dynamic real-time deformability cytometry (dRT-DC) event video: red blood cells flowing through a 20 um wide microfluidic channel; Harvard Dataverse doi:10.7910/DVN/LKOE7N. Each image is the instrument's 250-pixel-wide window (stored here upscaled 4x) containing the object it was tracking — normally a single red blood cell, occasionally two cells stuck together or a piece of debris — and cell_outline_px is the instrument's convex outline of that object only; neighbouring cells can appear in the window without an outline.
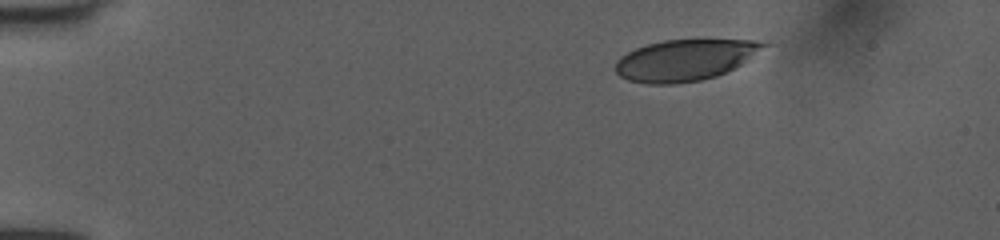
{"species": "human", "species_latin": "Homo sapiens", "temperature_condition": "room temperature", "stored_images_in_passage": 44, "camera_frame_rate_fps": 3000, "um_per_image_px": 0.085, "donor": {"sex": "female"}, "frame": {"image": 1, "passage_image": 1, "time_ms": 0.0, "image_size_px": [1000, 240], "cell_outline_px": [[772, 44], [740, 64], [716, 76], [700, 80], [672, 84], [648, 84], [628, 80], [620, 76], [616, 72], [616, 60], [620, 56], [636, 48], [648, 44], [664, 40], [756, 40]], "centroid_in_image_um": [58.21, 5.1], "position_along_channel_um": 26.8, "area_um2": 35.32}}
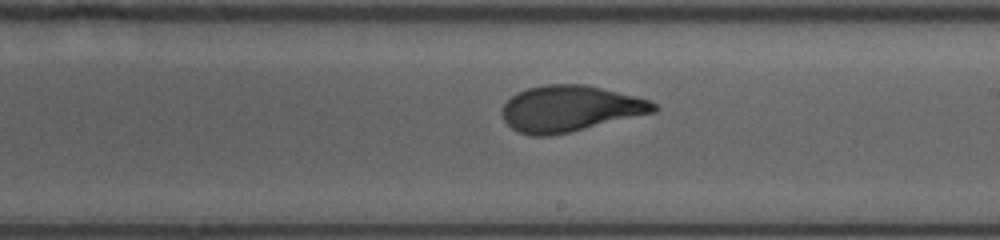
{"frame": {"image": 2, "passage_image": 24, "time_ms": 7.667, "image_size_px": [1000, 240], "cell_outline_px": [[660, 108], [656, 112], [568, 132], [548, 136], [532, 136], [520, 132], [512, 128], [504, 120], [504, 104], [516, 92], [528, 88], [548, 84], [584, 84], [636, 96], [648, 100], [656, 104]], "centroid_in_image_um": [48.48, 9.22], "position_along_channel_um": 240.5, "area_um2": 40.29}}
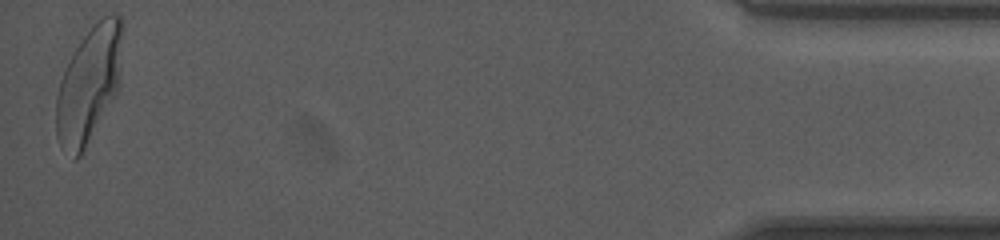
{"frame": {"image": 3, "passage_image": 44, "time_ms": 14.333, "image_size_px": [1000, 240], "cell_outline_px": [[124, 28], [120, 84], [116, 92], [80, 156], [76, 160], [72, 160], [60, 148], [56, 136], [56, 96], [60, 80], [68, 60], [88, 20], [116, 12], [120, 12]], "centroid_in_image_um": [7.57, 7.02], "position_along_channel_um": 427.6, "area_um2": 46.53}, "authors_computed_cell_mechanics": {"area_um2": 40.4889, "velocity_mm_per_s": 3.9997, "shape_relaxation_time_tau1_ms": 4.7105, "shape_relaxation_time_tau2_ms": 0.7788, "deformation_change_tau1": 0.1963, "deformation_change_tau2": 0.078}}